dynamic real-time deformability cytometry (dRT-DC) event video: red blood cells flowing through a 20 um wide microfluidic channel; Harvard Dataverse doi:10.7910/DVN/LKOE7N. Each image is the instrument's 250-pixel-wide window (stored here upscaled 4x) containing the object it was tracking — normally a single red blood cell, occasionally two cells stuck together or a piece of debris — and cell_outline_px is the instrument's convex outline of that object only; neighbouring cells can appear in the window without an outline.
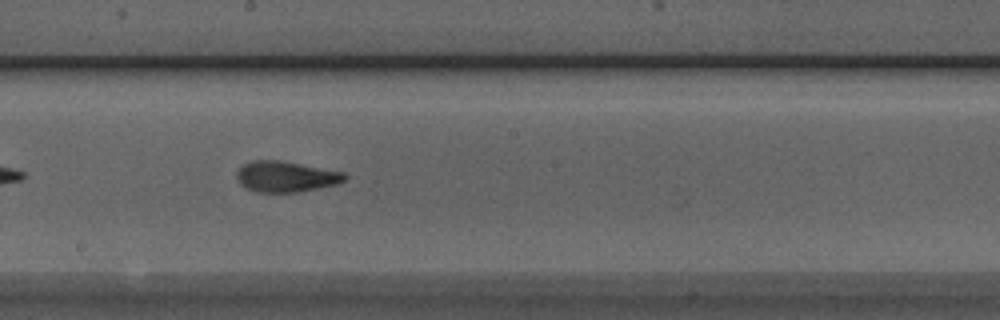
{"species": "Egyptian fruit bat (a non-hibernating species)", "species_latin": "Rousettus aegyptiacus", "temperature_condition": "room temperature", "stored_images_in_passage": 39, "camera_frame_rate_fps": 3000, "um_per_image_px": 0.085, "animal": {"sex": "male"}, "frame": {"image": 1, "passage_image": 15, "time_ms": 4.667, "image_size_px": [1000, 320], "cell_outline_px": [[348, 176], [344, 180], [336, 184], [296, 192], [256, 192], [244, 188], [236, 180], [236, 172], [244, 164], [252, 160], [280, 160], [344, 172]], "centroid_in_image_um": [24.25, 15.01], "position_along_channel_um": 224.0, "area_um2": 19.36}}
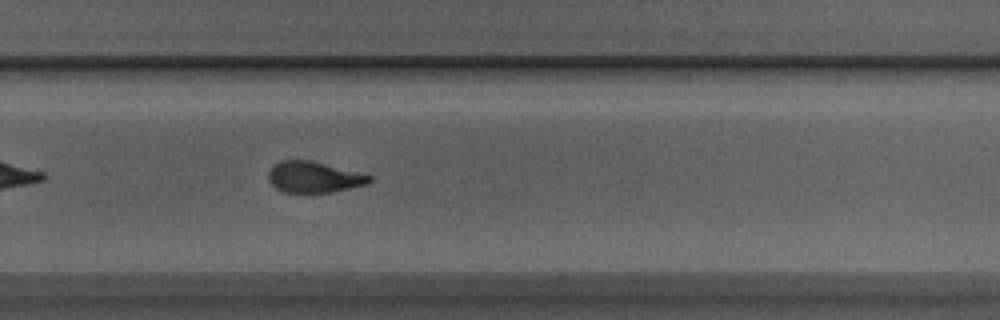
{"frame": {"image": 2, "passage_image": 21, "time_ms": 6.667, "image_size_px": [1000, 320], "cell_outline_px": [[372, 180], [368, 184], [332, 192], [284, 192], [276, 188], [268, 180], [268, 172], [272, 164], [280, 160], [312, 160], [372, 176]], "centroid_in_image_um": [26.65, 15.04], "position_along_channel_um": 303.2, "area_um2": 18.32}}
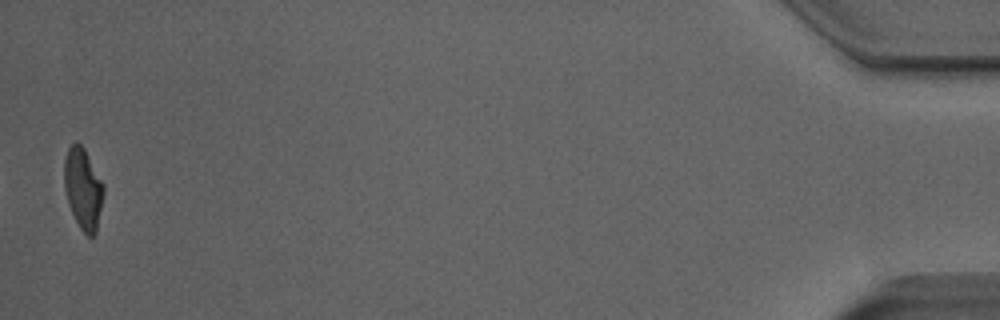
{"frame": {"image": 3, "passage_image": 38, "time_ms": 12.333, "image_size_px": [1000, 320], "cell_outline_px": [[104, 192], [96, 232], [92, 236], [88, 236], [80, 228], [68, 204], [64, 188], [64, 160], [68, 148], [72, 144], [80, 144], [84, 148], [104, 184]], "centroid_in_image_um": [7.06, 16.03], "position_along_channel_um": 428.1, "area_um2": 18.44}, "authors_computed_cell_mechanics": {"area_um2": 19.1896, "velocity_mm_per_s": 3.9776, "shape_relaxation_time_tau1_ms": 3.9974, "shape_relaxation_time_tau2_ms": 1.3833, "deformation_change_tau1": 0.1838, "deformation_change_tau2": 0.0807}}